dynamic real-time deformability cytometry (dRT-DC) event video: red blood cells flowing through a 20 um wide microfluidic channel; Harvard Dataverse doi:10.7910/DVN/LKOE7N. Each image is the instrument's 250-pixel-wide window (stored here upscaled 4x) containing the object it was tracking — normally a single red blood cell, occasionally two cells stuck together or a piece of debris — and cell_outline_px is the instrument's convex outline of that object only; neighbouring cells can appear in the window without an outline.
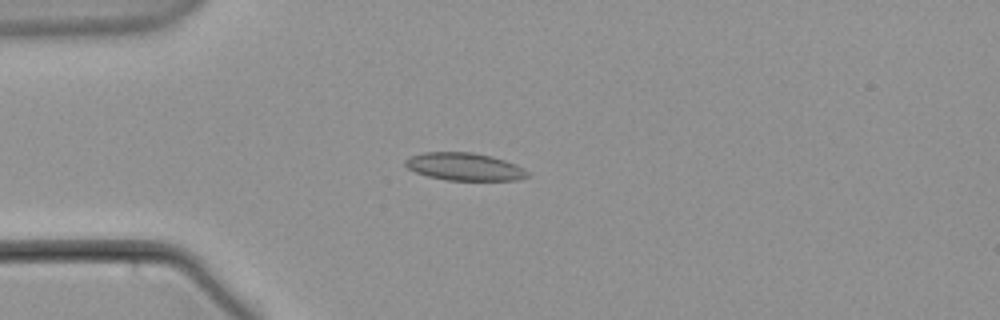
{"species": "common noctule bat (a hibernating species)", "species_latin": "Nyctalus noctula", "temperature_condition": "warm", "stored_images_in_passage": 59, "camera_frame_rate_fps": 3000, "um_per_image_px": 0.085, "animal": {"sex": "male", "body_mass_g": 21.5, "forearm_length_mm": 52.0}, "frame": {"image": 1, "passage_image": 16, "time_ms": 5.0, "image_size_px": [1000, 320], "cell_outline_px": [[528, 176], [516, 180], [448, 180], [428, 176], [416, 172], [408, 168], [404, 164], [404, 160], [412, 156], [424, 152], [472, 152], [492, 156], [516, 164], [524, 168], [528, 172]], "centroid_in_image_um": [39.48, 14.16], "position_along_channel_um": 45.5, "area_um2": 19.59}}
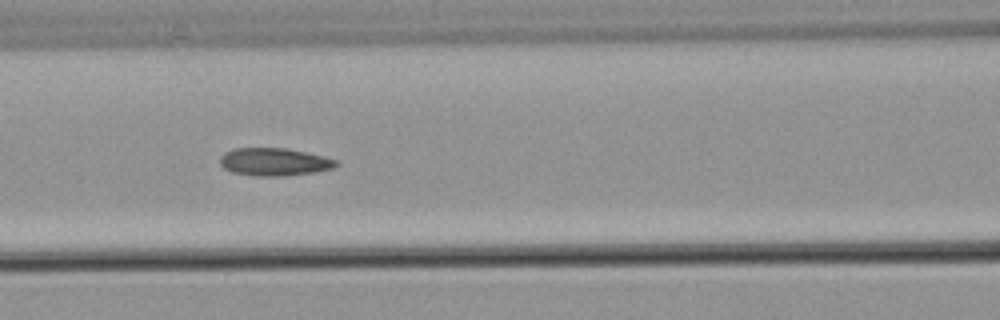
{"frame": {"image": 2, "passage_image": 26, "time_ms": 8.333, "image_size_px": [1000, 320], "cell_outline_px": [[340, 164], [332, 168], [312, 172], [284, 176], [252, 176], [232, 172], [224, 168], [220, 164], [220, 156], [224, 152], [236, 148], [288, 148], [324, 156], [336, 160]], "centroid_in_image_um": [23.29, 13.76], "position_along_channel_um": 143.3, "area_um2": 18.84}}
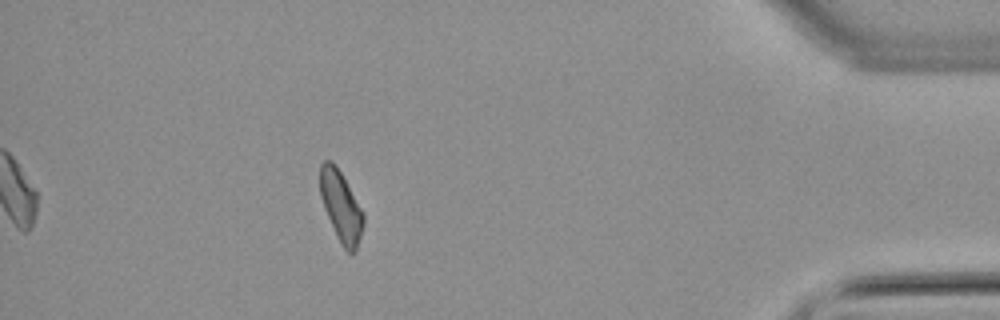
{"frame": {"image": 3, "passage_image": 53, "time_ms": 17.333, "image_size_px": [1000, 320], "cell_outline_px": [[364, 224], [356, 252], [352, 256], [340, 244], [336, 236], [324, 208], [320, 196], [320, 164], [324, 160], [332, 160], [336, 164], [364, 212]], "centroid_in_image_um": [28.99, 17.56], "position_along_channel_um": 406.2, "area_um2": 18.15}}